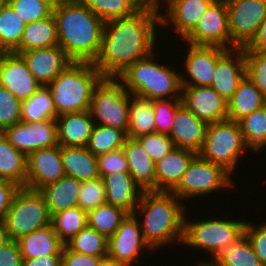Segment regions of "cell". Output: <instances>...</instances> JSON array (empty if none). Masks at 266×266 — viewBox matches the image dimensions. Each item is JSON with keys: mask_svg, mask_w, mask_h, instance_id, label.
Instances as JSON below:
<instances>
[{"mask_svg": "<svg viewBox=\"0 0 266 266\" xmlns=\"http://www.w3.org/2000/svg\"><path fill=\"white\" fill-rule=\"evenodd\" d=\"M102 78L91 62L70 63L47 85L56 117L89 110L94 88Z\"/></svg>", "mask_w": 266, "mask_h": 266, "instance_id": "277c9868", "label": "cell"}, {"mask_svg": "<svg viewBox=\"0 0 266 266\" xmlns=\"http://www.w3.org/2000/svg\"><path fill=\"white\" fill-rule=\"evenodd\" d=\"M21 187L16 183L0 179V221H3L9 210L13 197Z\"/></svg>", "mask_w": 266, "mask_h": 266, "instance_id": "f5cc1de1", "label": "cell"}, {"mask_svg": "<svg viewBox=\"0 0 266 266\" xmlns=\"http://www.w3.org/2000/svg\"><path fill=\"white\" fill-rule=\"evenodd\" d=\"M104 23L114 19L126 18L141 7L135 0H80Z\"/></svg>", "mask_w": 266, "mask_h": 266, "instance_id": "ab89813d", "label": "cell"}, {"mask_svg": "<svg viewBox=\"0 0 266 266\" xmlns=\"http://www.w3.org/2000/svg\"><path fill=\"white\" fill-rule=\"evenodd\" d=\"M3 222L13 240L51 224L45 197L40 191L21 187L13 197Z\"/></svg>", "mask_w": 266, "mask_h": 266, "instance_id": "9c48e42d", "label": "cell"}, {"mask_svg": "<svg viewBox=\"0 0 266 266\" xmlns=\"http://www.w3.org/2000/svg\"><path fill=\"white\" fill-rule=\"evenodd\" d=\"M245 76L246 66L244 49H228L217 60L213 80L210 86L228 101L233 96L239 83Z\"/></svg>", "mask_w": 266, "mask_h": 266, "instance_id": "ffe728a7", "label": "cell"}, {"mask_svg": "<svg viewBox=\"0 0 266 266\" xmlns=\"http://www.w3.org/2000/svg\"><path fill=\"white\" fill-rule=\"evenodd\" d=\"M181 99L206 124L228 119L227 101L211 86H182Z\"/></svg>", "mask_w": 266, "mask_h": 266, "instance_id": "2e32d148", "label": "cell"}, {"mask_svg": "<svg viewBox=\"0 0 266 266\" xmlns=\"http://www.w3.org/2000/svg\"><path fill=\"white\" fill-rule=\"evenodd\" d=\"M56 0H7L17 15L27 24L53 14Z\"/></svg>", "mask_w": 266, "mask_h": 266, "instance_id": "7bdbcfd3", "label": "cell"}, {"mask_svg": "<svg viewBox=\"0 0 266 266\" xmlns=\"http://www.w3.org/2000/svg\"><path fill=\"white\" fill-rule=\"evenodd\" d=\"M8 142L28 156L35 150L58 145L56 118L18 122L2 131Z\"/></svg>", "mask_w": 266, "mask_h": 266, "instance_id": "4fadbf2b", "label": "cell"}, {"mask_svg": "<svg viewBox=\"0 0 266 266\" xmlns=\"http://www.w3.org/2000/svg\"><path fill=\"white\" fill-rule=\"evenodd\" d=\"M101 258L104 257H96L74 252L64 245L62 248L61 266H98Z\"/></svg>", "mask_w": 266, "mask_h": 266, "instance_id": "816d5d0a", "label": "cell"}, {"mask_svg": "<svg viewBox=\"0 0 266 266\" xmlns=\"http://www.w3.org/2000/svg\"><path fill=\"white\" fill-rule=\"evenodd\" d=\"M207 124L182 105L176 116L168 136L174 147L190 150L198 154L202 149Z\"/></svg>", "mask_w": 266, "mask_h": 266, "instance_id": "44dd1931", "label": "cell"}, {"mask_svg": "<svg viewBox=\"0 0 266 266\" xmlns=\"http://www.w3.org/2000/svg\"><path fill=\"white\" fill-rule=\"evenodd\" d=\"M231 174L223 167L201 158L192 159L178 185L171 191L181 201L235 187Z\"/></svg>", "mask_w": 266, "mask_h": 266, "instance_id": "30bf717a", "label": "cell"}, {"mask_svg": "<svg viewBox=\"0 0 266 266\" xmlns=\"http://www.w3.org/2000/svg\"><path fill=\"white\" fill-rule=\"evenodd\" d=\"M246 76L261 91L266 102V51H253L243 47Z\"/></svg>", "mask_w": 266, "mask_h": 266, "instance_id": "ee69618b", "label": "cell"}, {"mask_svg": "<svg viewBox=\"0 0 266 266\" xmlns=\"http://www.w3.org/2000/svg\"><path fill=\"white\" fill-rule=\"evenodd\" d=\"M22 260L17 240L0 246V266H22Z\"/></svg>", "mask_w": 266, "mask_h": 266, "instance_id": "db71d44e", "label": "cell"}, {"mask_svg": "<svg viewBox=\"0 0 266 266\" xmlns=\"http://www.w3.org/2000/svg\"><path fill=\"white\" fill-rule=\"evenodd\" d=\"M97 161L101 178L113 172H128V162L122 148L98 156Z\"/></svg>", "mask_w": 266, "mask_h": 266, "instance_id": "681fc988", "label": "cell"}, {"mask_svg": "<svg viewBox=\"0 0 266 266\" xmlns=\"http://www.w3.org/2000/svg\"><path fill=\"white\" fill-rule=\"evenodd\" d=\"M0 86L22 102L29 99L42 85L29 71L23 58L12 52L0 54Z\"/></svg>", "mask_w": 266, "mask_h": 266, "instance_id": "ac0fdd59", "label": "cell"}, {"mask_svg": "<svg viewBox=\"0 0 266 266\" xmlns=\"http://www.w3.org/2000/svg\"><path fill=\"white\" fill-rule=\"evenodd\" d=\"M106 203L104 182L101 177L81 182L78 207L87 213Z\"/></svg>", "mask_w": 266, "mask_h": 266, "instance_id": "bcb514c9", "label": "cell"}, {"mask_svg": "<svg viewBox=\"0 0 266 266\" xmlns=\"http://www.w3.org/2000/svg\"><path fill=\"white\" fill-rule=\"evenodd\" d=\"M65 174L60 145L35 150L27 156L25 188L40 191Z\"/></svg>", "mask_w": 266, "mask_h": 266, "instance_id": "9a60e30c", "label": "cell"}, {"mask_svg": "<svg viewBox=\"0 0 266 266\" xmlns=\"http://www.w3.org/2000/svg\"><path fill=\"white\" fill-rule=\"evenodd\" d=\"M264 105L266 102L261 91L245 76L233 96L227 101L228 120L238 122Z\"/></svg>", "mask_w": 266, "mask_h": 266, "instance_id": "4dcf8cb0", "label": "cell"}, {"mask_svg": "<svg viewBox=\"0 0 266 266\" xmlns=\"http://www.w3.org/2000/svg\"><path fill=\"white\" fill-rule=\"evenodd\" d=\"M27 156L15 149L0 132V179L25 187Z\"/></svg>", "mask_w": 266, "mask_h": 266, "instance_id": "1f68e13d", "label": "cell"}, {"mask_svg": "<svg viewBox=\"0 0 266 266\" xmlns=\"http://www.w3.org/2000/svg\"><path fill=\"white\" fill-rule=\"evenodd\" d=\"M62 255H48L40 258L23 259L22 266H61Z\"/></svg>", "mask_w": 266, "mask_h": 266, "instance_id": "11a10c76", "label": "cell"}, {"mask_svg": "<svg viewBox=\"0 0 266 266\" xmlns=\"http://www.w3.org/2000/svg\"><path fill=\"white\" fill-rule=\"evenodd\" d=\"M80 189L81 181L67 175L42 188L40 192L45 197L50 216L78 206Z\"/></svg>", "mask_w": 266, "mask_h": 266, "instance_id": "f1b7e54d", "label": "cell"}, {"mask_svg": "<svg viewBox=\"0 0 266 266\" xmlns=\"http://www.w3.org/2000/svg\"><path fill=\"white\" fill-rule=\"evenodd\" d=\"M244 150L246 142L239 123L227 119L207 124L203 146L198 155L233 175Z\"/></svg>", "mask_w": 266, "mask_h": 266, "instance_id": "52a82bcc", "label": "cell"}, {"mask_svg": "<svg viewBox=\"0 0 266 266\" xmlns=\"http://www.w3.org/2000/svg\"><path fill=\"white\" fill-rule=\"evenodd\" d=\"M48 118H56V111L50 90L47 86H41L29 99L22 101L21 121L34 122Z\"/></svg>", "mask_w": 266, "mask_h": 266, "instance_id": "60d3db41", "label": "cell"}, {"mask_svg": "<svg viewBox=\"0 0 266 266\" xmlns=\"http://www.w3.org/2000/svg\"><path fill=\"white\" fill-rule=\"evenodd\" d=\"M26 23L7 3L0 11V52H14L21 41Z\"/></svg>", "mask_w": 266, "mask_h": 266, "instance_id": "836d02e7", "label": "cell"}, {"mask_svg": "<svg viewBox=\"0 0 266 266\" xmlns=\"http://www.w3.org/2000/svg\"><path fill=\"white\" fill-rule=\"evenodd\" d=\"M226 5L232 49L248 46L266 17V0H226Z\"/></svg>", "mask_w": 266, "mask_h": 266, "instance_id": "8fae6325", "label": "cell"}, {"mask_svg": "<svg viewBox=\"0 0 266 266\" xmlns=\"http://www.w3.org/2000/svg\"><path fill=\"white\" fill-rule=\"evenodd\" d=\"M127 214L122 208L105 203L87 213L88 226L108 239L116 232Z\"/></svg>", "mask_w": 266, "mask_h": 266, "instance_id": "74e56055", "label": "cell"}, {"mask_svg": "<svg viewBox=\"0 0 266 266\" xmlns=\"http://www.w3.org/2000/svg\"><path fill=\"white\" fill-rule=\"evenodd\" d=\"M246 150L260 151L266 147V105L246 115L238 121Z\"/></svg>", "mask_w": 266, "mask_h": 266, "instance_id": "8d00e7d4", "label": "cell"}, {"mask_svg": "<svg viewBox=\"0 0 266 266\" xmlns=\"http://www.w3.org/2000/svg\"><path fill=\"white\" fill-rule=\"evenodd\" d=\"M245 225V221L229 219L190 222L185 215L182 243L190 248L211 252L214 260L219 253L244 235Z\"/></svg>", "mask_w": 266, "mask_h": 266, "instance_id": "ba28073f", "label": "cell"}, {"mask_svg": "<svg viewBox=\"0 0 266 266\" xmlns=\"http://www.w3.org/2000/svg\"><path fill=\"white\" fill-rule=\"evenodd\" d=\"M174 68L155 62L154 52L131 64L117 78L130 94L143 98H181V75Z\"/></svg>", "mask_w": 266, "mask_h": 266, "instance_id": "5b68a950", "label": "cell"}, {"mask_svg": "<svg viewBox=\"0 0 266 266\" xmlns=\"http://www.w3.org/2000/svg\"><path fill=\"white\" fill-rule=\"evenodd\" d=\"M129 101L130 93L118 78L103 77L95 86L91 98L89 111L94 124L114 127L127 135Z\"/></svg>", "mask_w": 266, "mask_h": 266, "instance_id": "8992f818", "label": "cell"}, {"mask_svg": "<svg viewBox=\"0 0 266 266\" xmlns=\"http://www.w3.org/2000/svg\"><path fill=\"white\" fill-rule=\"evenodd\" d=\"M244 234L250 242L253 251L266 266V222L257 225L246 222Z\"/></svg>", "mask_w": 266, "mask_h": 266, "instance_id": "f907efd6", "label": "cell"}, {"mask_svg": "<svg viewBox=\"0 0 266 266\" xmlns=\"http://www.w3.org/2000/svg\"><path fill=\"white\" fill-rule=\"evenodd\" d=\"M155 132L152 100L130 94L129 129L126 136L136 139L142 135Z\"/></svg>", "mask_w": 266, "mask_h": 266, "instance_id": "d6a6232c", "label": "cell"}, {"mask_svg": "<svg viewBox=\"0 0 266 266\" xmlns=\"http://www.w3.org/2000/svg\"><path fill=\"white\" fill-rule=\"evenodd\" d=\"M23 259L62 255L64 244L54 232L52 225L33 231L17 240Z\"/></svg>", "mask_w": 266, "mask_h": 266, "instance_id": "83f0119b", "label": "cell"}, {"mask_svg": "<svg viewBox=\"0 0 266 266\" xmlns=\"http://www.w3.org/2000/svg\"><path fill=\"white\" fill-rule=\"evenodd\" d=\"M7 4V0H0V11L3 9V7Z\"/></svg>", "mask_w": 266, "mask_h": 266, "instance_id": "6125c7cd", "label": "cell"}, {"mask_svg": "<svg viewBox=\"0 0 266 266\" xmlns=\"http://www.w3.org/2000/svg\"><path fill=\"white\" fill-rule=\"evenodd\" d=\"M128 162V172L143 191H155V162L142 144L127 137L122 147Z\"/></svg>", "mask_w": 266, "mask_h": 266, "instance_id": "d4e9b609", "label": "cell"}, {"mask_svg": "<svg viewBox=\"0 0 266 266\" xmlns=\"http://www.w3.org/2000/svg\"><path fill=\"white\" fill-rule=\"evenodd\" d=\"M197 154L174 147L155 163V191L171 192L179 183L190 162Z\"/></svg>", "mask_w": 266, "mask_h": 266, "instance_id": "cb8c5ba5", "label": "cell"}, {"mask_svg": "<svg viewBox=\"0 0 266 266\" xmlns=\"http://www.w3.org/2000/svg\"><path fill=\"white\" fill-rule=\"evenodd\" d=\"M12 241L13 239L7 225L3 221H0V246L6 245Z\"/></svg>", "mask_w": 266, "mask_h": 266, "instance_id": "6f0895ef", "label": "cell"}, {"mask_svg": "<svg viewBox=\"0 0 266 266\" xmlns=\"http://www.w3.org/2000/svg\"><path fill=\"white\" fill-rule=\"evenodd\" d=\"M247 47L253 51H266V17L261 23L256 37Z\"/></svg>", "mask_w": 266, "mask_h": 266, "instance_id": "9f6ffc18", "label": "cell"}, {"mask_svg": "<svg viewBox=\"0 0 266 266\" xmlns=\"http://www.w3.org/2000/svg\"><path fill=\"white\" fill-rule=\"evenodd\" d=\"M60 148L63 168L67 176L81 182L100 177L97 157L87 147L60 146Z\"/></svg>", "mask_w": 266, "mask_h": 266, "instance_id": "4316f807", "label": "cell"}, {"mask_svg": "<svg viewBox=\"0 0 266 266\" xmlns=\"http://www.w3.org/2000/svg\"><path fill=\"white\" fill-rule=\"evenodd\" d=\"M210 261L215 266H264L245 234Z\"/></svg>", "mask_w": 266, "mask_h": 266, "instance_id": "d590c367", "label": "cell"}, {"mask_svg": "<svg viewBox=\"0 0 266 266\" xmlns=\"http://www.w3.org/2000/svg\"><path fill=\"white\" fill-rule=\"evenodd\" d=\"M57 139L60 146H87L94 126L89 110L56 117Z\"/></svg>", "mask_w": 266, "mask_h": 266, "instance_id": "484cf974", "label": "cell"}, {"mask_svg": "<svg viewBox=\"0 0 266 266\" xmlns=\"http://www.w3.org/2000/svg\"><path fill=\"white\" fill-rule=\"evenodd\" d=\"M51 225L65 245L87 225V212L76 206L59 211L51 216Z\"/></svg>", "mask_w": 266, "mask_h": 266, "instance_id": "e575fe53", "label": "cell"}, {"mask_svg": "<svg viewBox=\"0 0 266 266\" xmlns=\"http://www.w3.org/2000/svg\"><path fill=\"white\" fill-rule=\"evenodd\" d=\"M126 134L117 128L94 124L87 149L96 157L124 146Z\"/></svg>", "mask_w": 266, "mask_h": 266, "instance_id": "f35d334b", "label": "cell"}, {"mask_svg": "<svg viewBox=\"0 0 266 266\" xmlns=\"http://www.w3.org/2000/svg\"><path fill=\"white\" fill-rule=\"evenodd\" d=\"M22 102L0 86V132L21 122Z\"/></svg>", "mask_w": 266, "mask_h": 266, "instance_id": "7dc6e473", "label": "cell"}, {"mask_svg": "<svg viewBox=\"0 0 266 266\" xmlns=\"http://www.w3.org/2000/svg\"><path fill=\"white\" fill-rule=\"evenodd\" d=\"M98 266H128V265H126L125 263L116 261L114 259H111V258L106 256L104 258H101Z\"/></svg>", "mask_w": 266, "mask_h": 266, "instance_id": "91938a15", "label": "cell"}, {"mask_svg": "<svg viewBox=\"0 0 266 266\" xmlns=\"http://www.w3.org/2000/svg\"><path fill=\"white\" fill-rule=\"evenodd\" d=\"M53 16L57 25L58 45L75 62L97 58L104 22L80 0H56Z\"/></svg>", "mask_w": 266, "mask_h": 266, "instance_id": "7a4b0ae2", "label": "cell"}, {"mask_svg": "<svg viewBox=\"0 0 266 266\" xmlns=\"http://www.w3.org/2000/svg\"><path fill=\"white\" fill-rule=\"evenodd\" d=\"M108 239L88 225L65 245L72 251L96 257L107 256Z\"/></svg>", "mask_w": 266, "mask_h": 266, "instance_id": "b9f144b4", "label": "cell"}, {"mask_svg": "<svg viewBox=\"0 0 266 266\" xmlns=\"http://www.w3.org/2000/svg\"><path fill=\"white\" fill-rule=\"evenodd\" d=\"M55 45H58V34L56 21L52 14L45 19L27 23L19 46L13 53L19 55L21 52Z\"/></svg>", "mask_w": 266, "mask_h": 266, "instance_id": "f546056e", "label": "cell"}, {"mask_svg": "<svg viewBox=\"0 0 266 266\" xmlns=\"http://www.w3.org/2000/svg\"><path fill=\"white\" fill-rule=\"evenodd\" d=\"M136 139L142 144L155 163L174 148V144L168 134L155 132L142 135Z\"/></svg>", "mask_w": 266, "mask_h": 266, "instance_id": "c3c4849f", "label": "cell"}, {"mask_svg": "<svg viewBox=\"0 0 266 266\" xmlns=\"http://www.w3.org/2000/svg\"><path fill=\"white\" fill-rule=\"evenodd\" d=\"M106 203L122 208L128 214L137 212L143 189L133 180L129 172H113L102 177Z\"/></svg>", "mask_w": 266, "mask_h": 266, "instance_id": "7402d4cb", "label": "cell"}, {"mask_svg": "<svg viewBox=\"0 0 266 266\" xmlns=\"http://www.w3.org/2000/svg\"><path fill=\"white\" fill-rule=\"evenodd\" d=\"M213 0H166L167 14L160 13V25L172 22L175 33L184 39L197 25ZM169 16V17H168ZM170 21V22H169Z\"/></svg>", "mask_w": 266, "mask_h": 266, "instance_id": "603a6c76", "label": "cell"}, {"mask_svg": "<svg viewBox=\"0 0 266 266\" xmlns=\"http://www.w3.org/2000/svg\"><path fill=\"white\" fill-rule=\"evenodd\" d=\"M196 266H215L212 262L210 261H200Z\"/></svg>", "mask_w": 266, "mask_h": 266, "instance_id": "94428289", "label": "cell"}, {"mask_svg": "<svg viewBox=\"0 0 266 266\" xmlns=\"http://www.w3.org/2000/svg\"><path fill=\"white\" fill-rule=\"evenodd\" d=\"M152 105L154 108L156 132L169 134L176 116V112L183 105L182 99H153Z\"/></svg>", "mask_w": 266, "mask_h": 266, "instance_id": "f6af8a7d", "label": "cell"}, {"mask_svg": "<svg viewBox=\"0 0 266 266\" xmlns=\"http://www.w3.org/2000/svg\"><path fill=\"white\" fill-rule=\"evenodd\" d=\"M135 1L139 4L141 8H152L159 11L161 7L160 0H135Z\"/></svg>", "mask_w": 266, "mask_h": 266, "instance_id": "680465c9", "label": "cell"}, {"mask_svg": "<svg viewBox=\"0 0 266 266\" xmlns=\"http://www.w3.org/2000/svg\"><path fill=\"white\" fill-rule=\"evenodd\" d=\"M179 201L172 192L143 191L137 207L144 219L139 224L153 251L174 240L183 241L186 208Z\"/></svg>", "mask_w": 266, "mask_h": 266, "instance_id": "3957f363", "label": "cell"}, {"mask_svg": "<svg viewBox=\"0 0 266 266\" xmlns=\"http://www.w3.org/2000/svg\"><path fill=\"white\" fill-rule=\"evenodd\" d=\"M183 40L192 45L232 49L226 0H213L195 28Z\"/></svg>", "mask_w": 266, "mask_h": 266, "instance_id": "7c38bea8", "label": "cell"}, {"mask_svg": "<svg viewBox=\"0 0 266 266\" xmlns=\"http://www.w3.org/2000/svg\"><path fill=\"white\" fill-rule=\"evenodd\" d=\"M29 71L42 85L50 84L73 61L59 45L33 49L19 54Z\"/></svg>", "mask_w": 266, "mask_h": 266, "instance_id": "d6986e66", "label": "cell"}, {"mask_svg": "<svg viewBox=\"0 0 266 266\" xmlns=\"http://www.w3.org/2000/svg\"><path fill=\"white\" fill-rule=\"evenodd\" d=\"M228 49L219 46L189 44L184 67L188 78L181 75V86H210L217 60Z\"/></svg>", "mask_w": 266, "mask_h": 266, "instance_id": "e0dca14e", "label": "cell"}, {"mask_svg": "<svg viewBox=\"0 0 266 266\" xmlns=\"http://www.w3.org/2000/svg\"><path fill=\"white\" fill-rule=\"evenodd\" d=\"M137 213L127 214L116 232L108 238L107 257L132 266L141 251L153 250L144 240Z\"/></svg>", "mask_w": 266, "mask_h": 266, "instance_id": "5bb4252c", "label": "cell"}, {"mask_svg": "<svg viewBox=\"0 0 266 266\" xmlns=\"http://www.w3.org/2000/svg\"><path fill=\"white\" fill-rule=\"evenodd\" d=\"M158 23L160 12L152 8H141L129 17L105 22L93 66L103 77L117 78L131 64L154 52Z\"/></svg>", "mask_w": 266, "mask_h": 266, "instance_id": "6da1fadb", "label": "cell"}]
</instances>
